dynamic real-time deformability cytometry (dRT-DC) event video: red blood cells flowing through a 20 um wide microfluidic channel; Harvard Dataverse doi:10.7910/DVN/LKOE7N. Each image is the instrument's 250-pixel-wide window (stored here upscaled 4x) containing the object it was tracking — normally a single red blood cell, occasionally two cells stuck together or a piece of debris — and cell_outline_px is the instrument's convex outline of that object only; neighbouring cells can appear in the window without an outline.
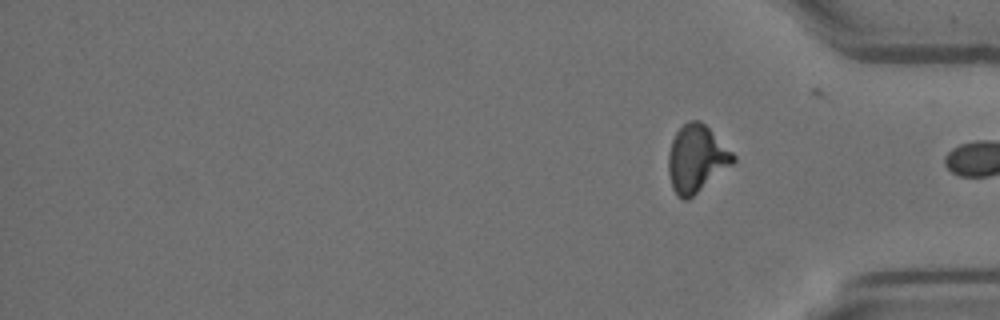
{"species": "Egyptian fruit bat (a non-hibernating species)", "species_latin": "Rousettus aegyptiacus", "temperature_condition": "room temperature", "stored_images_in_passage": 14, "segment_of_instrument_passage": [2, 2], "camera_frame_rate_fps": 3000, "um_per_image_px": 0.085, "animal": {"sex": "female"}, "frame": {"image": 1, "passage_image": 14, "time_ms": 4.333, "image_size_px": [1000, 320], "cell_outline_px": [[736, 160], [732, 164], [688, 200], [684, 200], [672, 188], [668, 172], [668, 156], [672, 140], [676, 132], [688, 120], [700, 120], [736, 156]], "centroid_in_image_um": [59.18, 13.48], "position_along_channel_um": 376.0, "area_um2": 24.91}}